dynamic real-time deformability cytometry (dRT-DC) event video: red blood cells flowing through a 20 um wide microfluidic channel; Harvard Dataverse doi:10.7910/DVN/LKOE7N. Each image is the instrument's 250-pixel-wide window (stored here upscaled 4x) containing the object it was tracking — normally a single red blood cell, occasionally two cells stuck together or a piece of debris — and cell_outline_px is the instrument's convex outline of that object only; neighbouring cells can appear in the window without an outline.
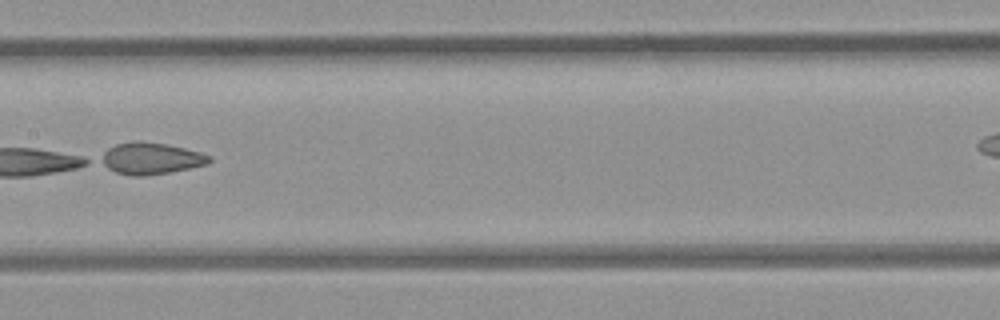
{"species": "common noctule bat (a hibernating species)", "species_latin": "Nyctalus noctula", "temperature_condition": "room temperature", "stored_images_in_passage": 7, "segment_of_instrument_passage": [1, 2], "camera_frame_rate_fps": 3000, "um_per_image_px": 0.085, "animal": {"sex": "female", "body_mass_g": 21.9}, "frame": {"image": 1, "passage_image": 6, "time_ms": 5.667, "image_size_px": [1000, 320], "cell_outline_px": [[212, 160], [208, 164], [168, 172], [144, 176], [132, 176], [116, 172], [100, 164], [96, 160], [108, 148], [116, 144], [132, 140], [140, 140], [164, 144], [184, 148], [200, 152], [212, 156]], "centroid_in_image_um": [12.76, 13.46], "position_along_channel_um": 194.6, "area_um2": 20.17}}